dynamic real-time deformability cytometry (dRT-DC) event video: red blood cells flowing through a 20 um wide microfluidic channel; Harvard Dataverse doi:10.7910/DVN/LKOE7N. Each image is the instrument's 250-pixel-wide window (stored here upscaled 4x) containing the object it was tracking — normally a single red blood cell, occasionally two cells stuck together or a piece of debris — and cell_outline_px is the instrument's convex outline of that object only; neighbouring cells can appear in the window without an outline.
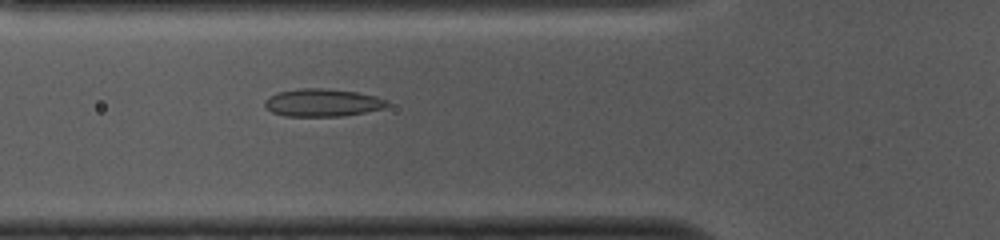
{"species": "common noctule bat (a hibernating species)", "species_latin": "Nyctalus noctula", "temperature_condition": "cold", "stored_images_in_passage": 52, "camera_frame_rate_fps": 3000, "um_per_image_px": 0.085, "animal": {"sex": "female", "body_mass_g": 10.0, "forearm_length_mm": 53.1}, "frame": {"image": 1, "passage_image": 17, "time_ms": 5.333, "image_size_px": [1000, 240], "cell_outline_px": [[388, 104], [384, 108], [344, 116], [284, 116], [272, 112], [264, 108], [264, 100], [268, 96], [276, 92], [300, 88], [320, 88], [356, 92], [376, 96], [388, 100]], "centroid_in_image_um": [27.35, 8.73], "position_along_channel_um": 98.4, "area_um2": 19.88}}
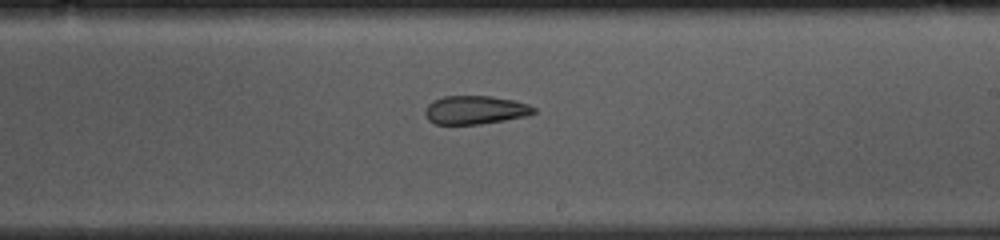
{"frame": {"image": 2, "passage_image": 29, "time_ms": 9.333, "image_size_px": [1000, 240], "cell_outline_px": [[536, 112], [528, 116], [480, 124], [436, 124], [428, 120], [424, 112], [428, 104], [432, 100], [444, 96], [492, 96], [512, 100], [528, 104], [536, 108]], "centroid_in_image_um": [40.39, 9.34], "position_along_channel_um": 248.6, "area_um2": 18.09}}
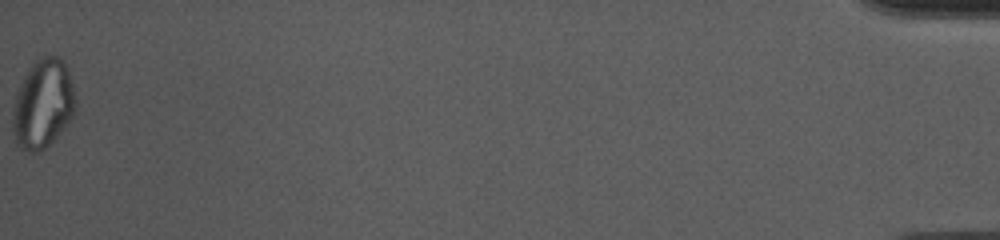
{"frame": {"image": 3, "passage_image": 52, "time_ms": 17.0, "image_size_px": [1000, 240], "cell_outline_px": [[76, 108], [72, 116], [56, 136], [44, 148], [36, 152], [28, 152], [20, 148], [16, 144], [12, 132], [12, 112], [16, 92], [28, 68], [40, 56], [48, 52], [60, 56], [64, 60], [68, 68], [76, 96]], "centroid_in_image_um": [3.64, 8.76], "position_along_channel_um": 431.6, "area_um2": 33.12}, "authors_computed_cell_mechanics": {"area_um2": 20.2878, "velocity_mm_per_s": 3.7476, "shape_relaxation_time_tau1_ms": null, "shape_relaxation_time_tau2_ms": 4.8657, "deformation_change_tau1": null, "deformation_change_tau2": 0.1218}}